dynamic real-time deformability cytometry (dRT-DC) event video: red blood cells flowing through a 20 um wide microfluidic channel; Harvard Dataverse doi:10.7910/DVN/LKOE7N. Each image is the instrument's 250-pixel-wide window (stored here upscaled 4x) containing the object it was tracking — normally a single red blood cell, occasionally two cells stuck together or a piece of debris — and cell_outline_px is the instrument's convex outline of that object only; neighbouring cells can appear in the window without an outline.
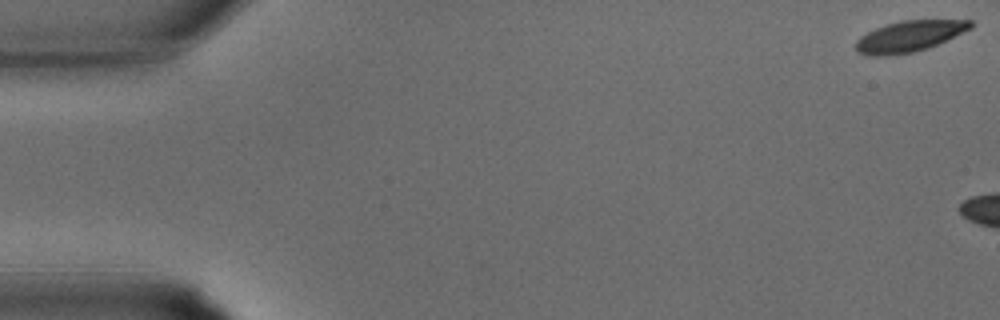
{"species": "common noctule bat (a hibernating species)", "species_latin": "Nyctalus noctula", "temperature_condition": "warm", "stored_images_in_passage": 4, "camera_frame_rate_fps": 3000, "um_per_image_px": 0.085, "animal": {"sex": "male", "body_mass_g": 15.6}, "frame": {"image": 1, "passage_image": 1, "time_ms": 0.0, "image_size_px": [1000, 320], "cell_outline_px": [[972, 28], [928, 48], [916, 52], [888, 56], [868, 56], [856, 52], [856, 40], [860, 36], [876, 28], [888, 24], [904, 20], [972, 20]], "centroid_in_image_um": [77.26, 3.1], "position_along_channel_um": 7.7, "area_um2": 20.69}}